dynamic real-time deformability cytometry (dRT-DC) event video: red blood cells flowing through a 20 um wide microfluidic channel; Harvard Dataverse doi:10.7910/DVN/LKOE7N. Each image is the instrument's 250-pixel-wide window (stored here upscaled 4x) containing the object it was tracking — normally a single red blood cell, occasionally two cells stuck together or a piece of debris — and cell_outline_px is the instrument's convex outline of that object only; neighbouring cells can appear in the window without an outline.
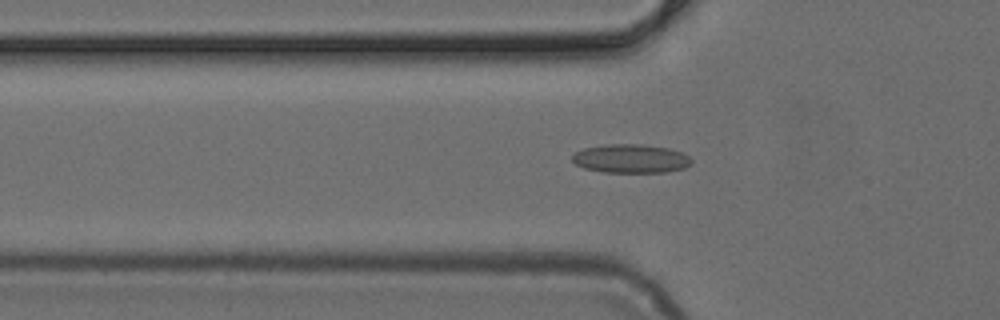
{"species": "common noctule bat (a hibernating species)", "species_latin": "Nyctalus noctula", "temperature_condition": "cold", "stored_images_in_passage": 50, "camera_frame_rate_fps": 3000, "um_per_image_px": 0.085, "animal": {"sex": "female", "body_mass_g": 24.6, "forearm_length_mm": 56.2}, "frame": {"image": 1, "passage_image": 17, "time_ms": 5.333, "image_size_px": [1000, 320], "cell_outline_px": [[692, 164], [684, 168], [668, 172], [604, 172], [584, 168], [576, 164], [572, 160], [572, 156], [576, 152], [584, 148], [608, 144], [640, 144], [668, 148], [680, 152], [688, 156], [692, 160]], "centroid_in_image_um": [53.63, 13.48], "position_along_channel_um": 72.2, "area_um2": 19.88}}
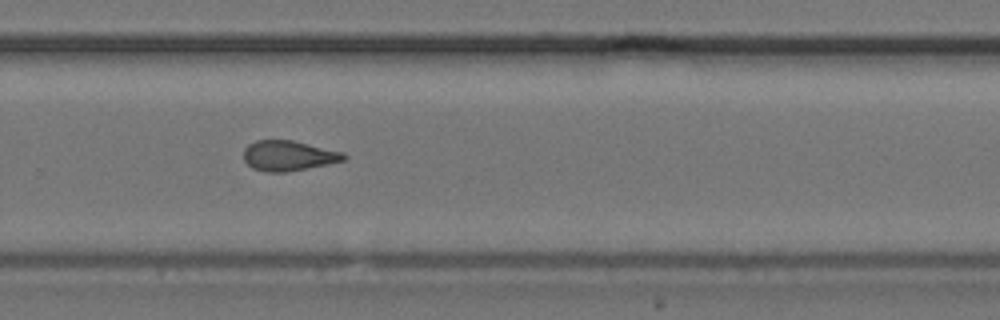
{"frame": {"image": 2, "passage_image": 34, "time_ms": 11.0, "image_size_px": [1000, 320], "cell_outline_px": [[348, 156], [344, 160], [328, 164], [288, 172], [264, 172], [252, 168], [244, 160], [244, 148], [248, 144], [256, 140], [292, 140], [344, 152]], "centroid_in_image_um": [24.51, 13.24], "position_along_channel_um": 305.3, "area_um2": 17.74}}
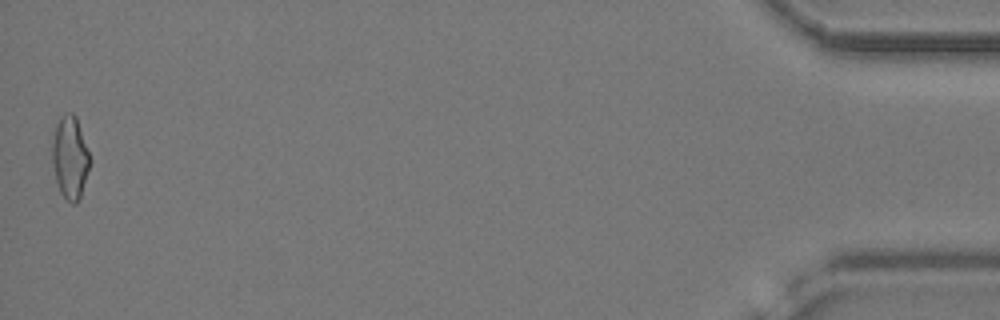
{"frame": {"image": 3, "passage_image": 50, "time_ms": 16.333, "image_size_px": [1000, 320], "cell_outline_px": [[92, 160], [80, 196], [76, 204], [72, 204], [60, 192], [56, 180], [52, 164], [52, 144], [56, 124], [60, 116], [64, 112], [72, 112], [76, 116]], "centroid_in_image_um": [5.96, 13.35], "position_along_channel_um": 429.2, "area_um2": 18.26}}